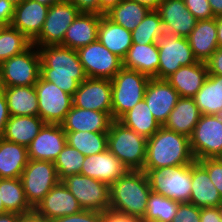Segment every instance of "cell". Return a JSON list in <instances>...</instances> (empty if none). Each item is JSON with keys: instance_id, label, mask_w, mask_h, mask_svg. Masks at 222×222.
<instances>
[{"instance_id": "60", "label": "cell", "mask_w": 222, "mask_h": 222, "mask_svg": "<svg viewBox=\"0 0 222 222\" xmlns=\"http://www.w3.org/2000/svg\"><path fill=\"white\" fill-rule=\"evenodd\" d=\"M219 214H220V221L222 222V203L218 206Z\"/></svg>"}, {"instance_id": "33", "label": "cell", "mask_w": 222, "mask_h": 222, "mask_svg": "<svg viewBox=\"0 0 222 222\" xmlns=\"http://www.w3.org/2000/svg\"><path fill=\"white\" fill-rule=\"evenodd\" d=\"M118 121L146 139H149L161 127L144 99L124 113Z\"/></svg>"}, {"instance_id": "17", "label": "cell", "mask_w": 222, "mask_h": 222, "mask_svg": "<svg viewBox=\"0 0 222 222\" xmlns=\"http://www.w3.org/2000/svg\"><path fill=\"white\" fill-rule=\"evenodd\" d=\"M178 99V92L166 79L150 78L145 89L144 101L161 126L167 121Z\"/></svg>"}, {"instance_id": "65", "label": "cell", "mask_w": 222, "mask_h": 222, "mask_svg": "<svg viewBox=\"0 0 222 222\" xmlns=\"http://www.w3.org/2000/svg\"><path fill=\"white\" fill-rule=\"evenodd\" d=\"M221 92H222V76H221Z\"/></svg>"}, {"instance_id": "34", "label": "cell", "mask_w": 222, "mask_h": 222, "mask_svg": "<svg viewBox=\"0 0 222 222\" xmlns=\"http://www.w3.org/2000/svg\"><path fill=\"white\" fill-rule=\"evenodd\" d=\"M150 11L149 8L135 1L122 0L104 15L115 24L132 32Z\"/></svg>"}, {"instance_id": "40", "label": "cell", "mask_w": 222, "mask_h": 222, "mask_svg": "<svg viewBox=\"0 0 222 222\" xmlns=\"http://www.w3.org/2000/svg\"><path fill=\"white\" fill-rule=\"evenodd\" d=\"M164 33L162 20L156 10H151L131 32L133 43L141 45L157 43V39Z\"/></svg>"}, {"instance_id": "12", "label": "cell", "mask_w": 222, "mask_h": 222, "mask_svg": "<svg viewBox=\"0 0 222 222\" xmlns=\"http://www.w3.org/2000/svg\"><path fill=\"white\" fill-rule=\"evenodd\" d=\"M38 99V116L50 124H61L73 106V96L41 76L35 84Z\"/></svg>"}, {"instance_id": "37", "label": "cell", "mask_w": 222, "mask_h": 222, "mask_svg": "<svg viewBox=\"0 0 222 222\" xmlns=\"http://www.w3.org/2000/svg\"><path fill=\"white\" fill-rule=\"evenodd\" d=\"M66 142L84 156L99 154L107 150L108 132H65Z\"/></svg>"}, {"instance_id": "5", "label": "cell", "mask_w": 222, "mask_h": 222, "mask_svg": "<svg viewBox=\"0 0 222 222\" xmlns=\"http://www.w3.org/2000/svg\"><path fill=\"white\" fill-rule=\"evenodd\" d=\"M143 171L148 176L151 191L179 203H190L192 163Z\"/></svg>"}, {"instance_id": "49", "label": "cell", "mask_w": 222, "mask_h": 222, "mask_svg": "<svg viewBox=\"0 0 222 222\" xmlns=\"http://www.w3.org/2000/svg\"><path fill=\"white\" fill-rule=\"evenodd\" d=\"M15 4L7 0H0V22L11 25L14 16Z\"/></svg>"}, {"instance_id": "42", "label": "cell", "mask_w": 222, "mask_h": 222, "mask_svg": "<svg viewBox=\"0 0 222 222\" xmlns=\"http://www.w3.org/2000/svg\"><path fill=\"white\" fill-rule=\"evenodd\" d=\"M198 162L207 170L211 182L222 197V159L206 158L200 159Z\"/></svg>"}, {"instance_id": "31", "label": "cell", "mask_w": 222, "mask_h": 222, "mask_svg": "<svg viewBox=\"0 0 222 222\" xmlns=\"http://www.w3.org/2000/svg\"><path fill=\"white\" fill-rule=\"evenodd\" d=\"M10 116H38V99L34 86L3 87Z\"/></svg>"}, {"instance_id": "62", "label": "cell", "mask_w": 222, "mask_h": 222, "mask_svg": "<svg viewBox=\"0 0 222 222\" xmlns=\"http://www.w3.org/2000/svg\"><path fill=\"white\" fill-rule=\"evenodd\" d=\"M6 26H7L6 24L0 22V34H1V32L4 30V28H5Z\"/></svg>"}, {"instance_id": "7", "label": "cell", "mask_w": 222, "mask_h": 222, "mask_svg": "<svg viewBox=\"0 0 222 222\" xmlns=\"http://www.w3.org/2000/svg\"><path fill=\"white\" fill-rule=\"evenodd\" d=\"M32 44L23 53L13 56L0 64V81L3 87L35 86L41 73L39 50ZM33 50V51H32Z\"/></svg>"}, {"instance_id": "52", "label": "cell", "mask_w": 222, "mask_h": 222, "mask_svg": "<svg viewBox=\"0 0 222 222\" xmlns=\"http://www.w3.org/2000/svg\"><path fill=\"white\" fill-rule=\"evenodd\" d=\"M20 222H52L50 219L39 215L35 210L21 215Z\"/></svg>"}, {"instance_id": "57", "label": "cell", "mask_w": 222, "mask_h": 222, "mask_svg": "<svg viewBox=\"0 0 222 222\" xmlns=\"http://www.w3.org/2000/svg\"><path fill=\"white\" fill-rule=\"evenodd\" d=\"M218 48H222V15L216 16Z\"/></svg>"}, {"instance_id": "1", "label": "cell", "mask_w": 222, "mask_h": 222, "mask_svg": "<svg viewBox=\"0 0 222 222\" xmlns=\"http://www.w3.org/2000/svg\"><path fill=\"white\" fill-rule=\"evenodd\" d=\"M40 76L73 96L81 82L87 79L77 50L62 45L42 46Z\"/></svg>"}, {"instance_id": "15", "label": "cell", "mask_w": 222, "mask_h": 222, "mask_svg": "<svg viewBox=\"0 0 222 222\" xmlns=\"http://www.w3.org/2000/svg\"><path fill=\"white\" fill-rule=\"evenodd\" d=\"M73 106L106 112L112 118L111 79L87 77L73 95Z\"/></svg>"}, {"instance_id": "24", "label": "cell", "mask_w": 222, "mask_h": 222, "mask_svg": "<svg viewBox=\"0 0 222 222\" xmlns=\"http://www.w3.org/2000/svg\"><path fill=\"white\" fill-rule=\"evenodd\" d=\"M190 203L199 208L218 207L222 203L219 191L211 182L207 170L198 162L192 163Z\"/></svg>"}, {"instance_id": "10", "label": "cell", "mask_w": 222, "mask_h": 222, "mask_svg": "<svg viewBox=\"0 0 222 222\" xmlns=\"http://www.w3.org/2000/svg\"><path fill=\"white\" fill-rule=\"evenodd\" d=\"M159 51L158 79H167L182 66L198 60L194 57L188 38L164 33L157 39Z\"/></svg>"}, {"instance_id": "39", "label": "cell", "mask_w": 222, "mask_h": 222, "mask_svg": "<svg viewBox=\"0 0 222 222\" xmlns=\"http://www.w3.org/2000/svg\"><path fill=\"white\" fill-rule=\"evenodd\" d=\"M32 42L18 29L6 26L0 34V64L16 55L23 53Z\"/></svg>"}, {"instance_id": "18", "label": "cell", "mask_w": 222, "mask_h": 222, "mask_svg": "<svg viewBox=\"0 0 222 222\" xmlns=\"http://www.w3.org/2000/svg\"><path fill=\"white\" fill-rule=\"evenodd\" d=\"M162 20L164 32L179 37H188L197 19L185 6L184 0H162L156 10Z\"/></svg>"}, {"instance_id": "2", "label": "cell", "mask_w": 222, "mask_h": 222, "mask_svg": "<svg viewBox=\"0 0 222 222\" xmlns=\"http://www.w3.org/2000/svg\"><path fill=\"white\" fill-rule=\"evenodd\" d=\"M195 161L190 138L161 126L147 139L143 169H158L191 164Z\"/></svg>"}, {"instance_id": "25", "label": "cell", "mask_w": 222, "mask_h": 222, "mask_svg": "<svg viewBox=\"0 0 222 222\" xmlns=\"http://www.w3.org/2000/svg\"><path fill=\"white\" fill-rule=\"evenodd\" d=\"M207 76L205 62L197 61L192 65L180 67L166 80L178 92L179 97L193 98L203 86Z\"/></svg>"}, {"instance_id": "3", "label": "cell", "mask_w": 222, "mask_h": 222, "mask_svg": "<svg viewBox=\"0 0 222 222\" xmlns=\"http://www.w3.org/2000/svg\"><path fill=\"white\" fill-rule=\"evenodd\" d=\"M151 187L143 170H128L109 186L110 208L143 218Z\"/></svg>"}, {"instance_id": "11", "label": "cell", "mask_w": 222, "mask_h": 222, "mask_svg": "<svg viewBox=\"0 0 222 222\" xmlns=\"http://www.w3.org/2000/svg\"><path fill=\"white\" fill-rule=\"evenodd\" d=\"M80 13L70 0H60L50 6L40 35L32 44L38 48L61 45L68 27Z\"/></svg>"}, {"instance_id": "27", "label": "cell", "mask_w": 222, "mask_h": 222, "mask_svg": "<svg viewBox=\"0 0 222 222\" xmlns=\"http://www.w3.org/2000/svg\"><path fill=\"white\" fill-rule=\"evenodd\" d=\"M201 115L193 98L179 97L163 126L190 138Z\"/></svg>"}, {"instance_id": "13", "label": "cell", "mask_w": 222, "mask_h": 222, "mask_svg": "<svg viewBox=\"0 0 222 222\" xmlns=\"http://www.w3.org/2000/svg\"><path fill=\"white\" fill-rule=\"evenodd\" d=\"M62 182L84 210L103 212L110 208L107 184L80 173L68 176Z\"/></svg>"}, {"instance_id": "55", "label": "cell", "mask_w": 222, "mask_h": 222, "mask_svg": "<svg viewBox=\"0 0 222 222\" xmlns=\"http://www.w3.org/2000/svg\"><path fill=\"white\" fill-rule=\"evenodd\" d=\"M213 16H219L222 15V0H208Z\"/></svg>"}, {"instance_id": "32", "label": "cell", "mask_w": 222, "mask_h": 222, "mask_svg": "<svg viewBox=\"0 0 222 222\" xmlns=\"http://www.w3.org/2000/svg\"><path fill=\"white\" fill-rule=\"evenodd\" d=\"M44 124L39 116H10L2 138L27 147Z\"/></svg>"}, {"instance_id": "6", "label": "cell", "mask_w": 222, "mask_h": 222, "mask_svg": "<svg viewBox=\"0 0 222 222\" xmlns=\"http://www.w3.org/2000/svg\"><path fill=\"white\" fill-rule=\"evenodd\" d=\"M149 80V76L124 67L111 79L112 120H118L144 99Z\"/></svg>"}, {"instance_id": "53", "label": "cell", "mask_w": 222, "mask_h": 222, "mask_svg": "<svg viewBox=\"0 0 222 222\" xmlns=\"http://www.w3.org/2000/svg\"><path fill=\"white\" fill-rule=\"evenodd\" d=\"M122 0H99L100 15H104L111 7L117 5Z\"/></svg>"}, {"instance_id": "58", "label": "cell", "mask_w": 222, "mask_h": 222, "mask_svg": "<svg viewBox=\"0 0 222 222\" xmlns=\"http://www.w3.org/2000/svg\"><path fill=\"white\" fill-rule=\"evenodd\" d=\"M35 1L39 2L40 4L50 7L56 4L57 2H59L60 0H35Z\"/></svg>"}, {"instance_id": "38", "label": "cell", "mask_w": 222, "mask_h": 222, "mask_svg": "<svg viewBox=\"0 0 222 222\" xmlns=\"http://www.w3.org/2000/svg\"><path fill=\"white\" fill-rule=\"evenodd\" d=\"M178 207L179 202L151 191L142 220L143 222H172Z\"/></svg>"}, {"instance_id": "46", "label": "cell", "mask_w": 222, "mask_h": 222, "mask_svg": "<svg viewBox=\"0 0 222 222\" xmlns=\"http://www.w3.org/2000/svg\"><path fill=\"white\" fill-rule=\"evenodd\" d=\"M101 222H143L139 217L108 208L101 212Z\"/></svg>"}, {"instance_id": "50", "label": "cell", "mask_w": 222, "mask_h": 222, "mask_svg": "<svg viewBox=\"0 0 222 222\" xmlns=\"http://www.w3.org/2000/svg\"><path fill=\"white\" fill-rule=\"evenodd\" d=\"M200 222H221L218 207L200 208Z\"/></svg>"}, {"instance_id": "45", "label": "cell", "mask_w": 222, "mask_h": 222, "mask_svg": "<svg viewBox=\"0 0 222 222\" xmlns=\"http://www.w3.org/2000/svg\"><path fill=\"white\" fill-rule=\"evenodd\" d=\"M52 222H101V212L83 209L78 213L62 216Z\"/></svg>"}, {"instance_id": "51", "label": "cell", "mask_w": 222, "mask_h": 222, "mask_svg": "<svg viewBox=\"0 0 222 222\" xmlns=\"http://www.w3.org/2000/svg\"><path fill=\"white\" fill-rule=\"evenodd\" d=\"M10 118L7 102L4 93L0 95V138H2L5 125Z\"/></svg>"}, {"instance_id": "44", "label": "cell", "mask_w": 222, "mask_h": 222, "mask_svg": "<svg viewBox=\"0 0 222 222\" xmlns=\"http://www.w3.org/2000/svg\"><path fill=\"white\" fill-rule=\"evenodd\" d=\"M172 222H200V208L191 203H179Z\"/></svg>"}, {"instance_id": "41", "label": "cell", "mask_w": 222, "mask_h": 222, "mask_svg": "<svg viewBox=\"0 0 222 222\" xmlns=\"http://www.w3.org/2000/svg\"><path fill=\"white\" fill-rule=\"evenodd\" d=\"M85 157L76 148L66 144L59 153L58 158L54 161L59 180L62 181L68 176L79 174Z\"/></svg>"}, {"instance_id": "35", "label": "cell", "mask_w": 222, "mask_h": 222, "mask_svg": "<svg viewBox=\"0 0 222 222\" xmlns=\"http://www.w3.org/2000/svg\"><path fill=\"white\" fill-rule=\"evenodd\" d=\"M193 99L202 115H218L222 111L221 76L208 74Z\"/></svg>"}, {"instance_id": "9", "label": "cell", "mask_w": 222, "mask_h": 222, "mask_svg": "<svg viewBox=\"0 0 222 222\" xmlns=\"http://www.w3.org/2000/svg\"><path fill=\"white\" fill-rule=\"evenodd\" d=\"M190 147L196 161L222 157V118L201 115L190 137Z\"/></svg>"}, {"instance_id": "54", "label": "cell", "mask_w": 222, "mask_h": 222, "mask_svg": "<svg viewBox=\"0 0 222 222\" xmlns=\"http://www.w3.org/2000/svg\"><path fill=\"white\" fill-rule=\"evenodd\" d=\"M21 215L13 212L0 214V222H20Z\"/></svg>"}, {"instance_id": "8", "label": "cell", "mask_w": 222, "mask_h": 222, "mask_svg": "<svg viewBox=\"0 0 222 222\" xmlns=\"http://www.w3.org/2000/svg\"><path fill=\"white\" fill-rule=\"evenodd\" d=\"M20 179L26 199L33 209L60 182L53 162L32 159H29Z\"/></svg>"}, {"instance_id": "4", "label": "cell", "mask_w": 222, "mask_h": 222, "mask_svg": "<svg viewBox=\"0 0 222 222\" xmlns=\"http://www.w3.org/2000/svg\"><path fill=\"white\" fill-rule=\"evenodd\" d=\"M147 139L118 120H112L108 131L107 149L112 152L127 170H143L146 158Z\"/></svg>"}, {"instance_id": "48", "label": "cell", "mask_w": 222, "mask_h": 222, "mask_svg": "<svg viewBox=\"0 0 222 222\" xmlns=\"http://www.w3.org/2000/svg\"><path fill=\"white\" fill-rule=\"evenodd\" d=\"M81 13H95L100 15L99 0H70Z\"/></svg>"}, {"instance_id": "30", "label": "cell", "mask_w": 222, "mask_h": 222, "mask_svg": "<svg viewBox=\"0 0 222 222\" xmlns=\"http://www.w3.org/2000/svg\"><path fill=\"white\" fill-rule=\"evenodd\" d=\"M28 161L26 146L0 138V178H20Z\"/></svg>"}, {"instance_id": "14", "label": "cell", "mask_w": 222, "mask_h": 222, "mask_svg": "<svg viewBox=\"0 0 222 222\" xmlns=\"http://www.w3.org/2000/svg\"><path fill=\"white\" fill-rule=\"evenodd\" d=\"M84 72L90 78L112 79L122 68L123 60L99 40L77 50Z\"/></svg>"}, {"instance_id": "59", "label": "cell", "mask_w": 222, "mask_h": 222, "mask_svg": "<svg viewBox=\"0 0 222 222\" xmlns=\"http://www.w3.org/2000/svg\"><path fill=\"white\" fill-rule=\"evenodd\" d=\"M6 213L3 202L0 197V214Z\"/></svg>"}, {"instance_id": "36", "label": "cell", "mask_w": 222, "mask_h": 222, "mask_svg": "<svg viewBox=\"0 0 222 222\" xmlns=\"http://www.w3.org/2000/svg\"><path fill=\"white\" fill-rule=\"evenodd\" d=\"M0 197L6 212L23 215L34 210L26 199L20 178H0Z\"/></svg>"}, {"instance_id": "19", "label": "cell", "mask_w": 222, "mask_h": 222, "mask_svg": "<svg viewBox=\"0 0 222 222\" xmlns=\"http://www.w3.org/2000/svg\"><path fill=\"white\" fill-rule=\"evenodd\" d=\"M127 171L122 162L107 149L99 154L86 156L80 174L110 186Z\"/></svg>"}, {"instance_id": "22", "label": "cell", "mask_w": 222, "mask_h": 222, "mask_svg": "<svg viewBox=\"0 0 222 222\" xmlns=\"http://www.w3.org/2000/svg\"><path fill=\"white\" fill-rule=\"evenodd\" d=\"M111 121L106 112L72 106L60 125L65 132H108Z\"/></svg>"}, {"instance_id": "63", "label": "cell", "mask_w": 222, "mask_h": 222, "mask_svg": "<svg viewBox=\"0 0 222 222\" xmlns=\"http://www.w3.org/2000/svg\"><path fill=\"white\" fill-rule=\"evenodd\" d=\"M3 93V85H2V83H1V81H0V95Z\"/></svg>"}, {"instance_id": "23", "label": "cell", "mask_w": 222, "mask_h": 222, "mask_svg": "<svg viewBox=\"0 0 222 222\" xmlns=\"http://www.w3.org/2000/svg\"><path fill=\"white\" fill-rule=\"evenodd\" d=\"M101 15L80 13L68 27L62 46L78 50L97 40Z\"/></svg>"}, {"instance_id": "16", "label": "cell", "mask_w": 222, "mask_h": 222, "mask_svg": "<svg viewBox=\"0 0 222 222\" xmlns=\"http://www.w3.org/2000/svg\"><path fill=\"white\" fill-rule=\"evenodd\" d=\"M66 144V134L62 126L45 123L39 134L27 146L28 158L54 163Z\"/></svg>"}, {"instance_id": "26", "label": "cell", "mask_w": 222, "mask_h": 222, "mask_svg": "<svg viewBox=\"0 0 222 222\" xmlns=\"http://www.w3.org/2000/svg\"><path fill=\"white\" fill-rule=\"evenodd\" d=\"M123 67L158 79L159 51L157 43H133L123 59Z\"/></svg>"}, {"instance_id": "43", "label": "cell", "mask_w": 222, "mask_h": 222, "mask_svg": "<svg viewBox=\"0 0 222 222\" xmlns=\"http://www.w3.org/2000/svg\"><path fill=\"white\" fill-rule=\"evenodd\" d=\"M184 3L198 21L214 18L208 0H184Z\"/></svg>"}, {"instance_id": "28", "label": "cell", "mask_w": 222, "mask_h": 222, "mask_svg": "<svg viewBox=\"0 0 222 222\" xmlns=\"http://www.w3.org/2000/svg\"><path fill=\"white\" fill-rule=\"evenodd\" d=\"M187 38L194 57L198 61L206 62L218 48L215 17L197 21Z\"/></svg>"}, {"instance_id": "64", "label": "cell", "mask_w": 222, "mask_h": 222, "mask_svg": "<svg viewBox=\"0 0 222 222\" xmlns=\"http://www.w3.org/2000/svg\"><path fill=\"white\" fill-rule=\"evenodd\" d=\"M218 116H219L220 118H222V111H220V112L218 113Z\"/></svg>"}, {"instance_id": "61", "label": "cell", "mask_w": 222, "mask_h": 222, "mask_svg": "<svg viewBox=\"0 0 222 222\" xmlns=\"http://www.w3.org/2000/svg\"><path fill=\"white\" fill-rule=\"evenodd\" d=\"M7 1H10L13 4L17 5V4L21 3L23 0H7Z\"/></svg>"}, {"instance_id": "47", "label": "cell", "mask_w": 222, "mask_h": 222, "mask_svg": "<svg viewBox=\"0 0 222 222\" xmlns=\"http://www.w3.org/2000/svg\"><path fill=\"white\" fill-rule=\"evenodd\" d=\"M205 64L208 74L222 76V48H217Z\"/></svg>"}, {"instance_id": "56", "label": "cell", "mask_w": 222, "mask_h": 222, "mask_svg": "<svg viewBox=\"0 0 222 222\" xmlns=\"http://www.w3.org/2000/svg\"><path fill=\"white\" fill-rule=\"evenodd\" d=\"M132 1H135L141 5H144L147 8H149L150 10H157V8L162 0H132Z\"/></svg>"}, {"instance_id": "20", "label": "cell", "mask_w": 222, "mask_h": 222, "mask_svg": "<svg viewBox=\"0 0 222 222\" xmlns=\"http://www.w3.org/2000/svg\"><path fill=\"white\" fill-rule=\"evenodd\" d=\"M51 221L83 210L62 181L55 185L34 209Z\"/></svg>"}, {"instance_id": "21", "label": "cell", "mask_w": 222, "mask_h": 222, "mask_svg": "<svg viewBox=\"0 0 222 222\" xmlns=\"http://www.w3.org/2000/svg\"><path fill=\"white\" fill-rule=\"evenodd\" d=\"M48 10V6L35 0H23L15 5L11 26L33 42L40 35Z\"/></svg>"}, {"instance_id": "29", "label": "cell", "mask_w": 222, "mask_h": 222, "mask_svg": "<svg viewBox=\"0 0 222 222\" xmlns=\"http://www.w3.org/2000/svg\"><path fill=\"white\" fill-rule=\"evenodd\" d=\"M97 39L110 52L122 60L133 44L131 31L126 30L121 25L115 24L105 15H101Z\"/></svg>"}]
</instances>
